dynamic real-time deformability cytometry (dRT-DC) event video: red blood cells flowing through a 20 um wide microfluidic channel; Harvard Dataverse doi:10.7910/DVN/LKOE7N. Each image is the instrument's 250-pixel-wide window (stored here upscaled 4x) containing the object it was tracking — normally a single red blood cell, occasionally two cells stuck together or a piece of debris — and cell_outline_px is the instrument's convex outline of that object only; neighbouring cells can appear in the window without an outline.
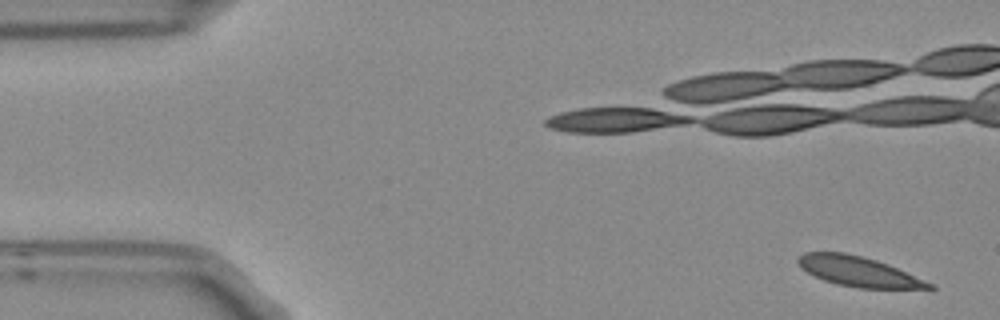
{"species": "Egyptian fruit bat (a non-hibernating species)", "species_latin": "Rousettus aegyptiacus", "temperature_condition": "room temperature", "stored_images_in_passage": 4, "camera_frame_rate_fps": 3000, "um_per_image_px": 0.085, "frame": {"image": 1, "passage_image": 1, "time_ms": 0.0, "image_size_px": [1000, 320], "cell_outline_px": [[936, 288], [856, 288], [836, 284], [824, 280], [800, 268], [796, 260], [804, 252], [844, 252], [876, 260], [888, 264], [932, 284]], "centroid_in_image_um": [72.9, 23.07], "position_along_channel_um": 12.1, "area_um2": 22.48}}